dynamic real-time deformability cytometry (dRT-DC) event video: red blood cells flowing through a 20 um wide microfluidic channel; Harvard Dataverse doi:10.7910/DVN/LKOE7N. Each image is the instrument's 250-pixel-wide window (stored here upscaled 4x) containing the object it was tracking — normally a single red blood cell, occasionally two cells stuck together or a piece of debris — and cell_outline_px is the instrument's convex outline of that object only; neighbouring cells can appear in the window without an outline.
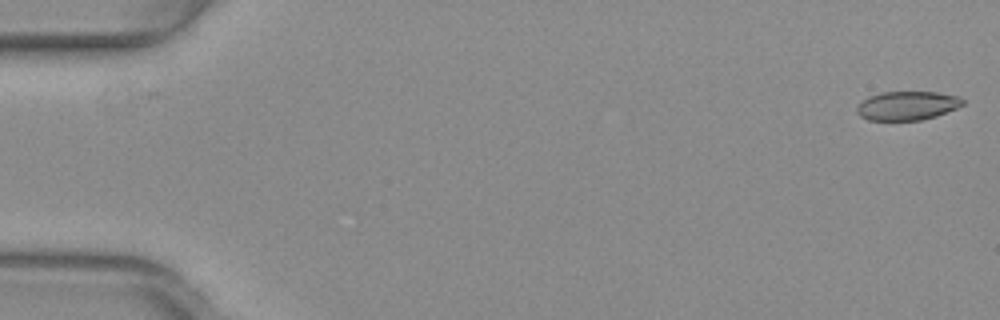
{"species": "common noctule bat (a hibernating species)", "species_latin": "Nyctalus noctula", "temperature_condition": "warm", "stored_images_in_passage": 12, "camera_frame_rate_fps": 3000, "um_per_image_px": 0.085, "animal": {"sex": "female", "body_mass_g": 29.2, "forearm_length_mm": 56.3}, "frame": {"image": 1, "passage_image": 1, "time_ms": 0.0, "image_size_px": [1000, 320], "cell_outline_px": [[964, 104], [956, 108], [936, 116], [920, 120], [868, 120], [860, 116], [856, 112], [856, 108], [868, 96], [880, 92], [936, 92], [960, 96], [964, 100]], "centroid_in_image_um": [77.12, 8.98], "position_along_channel_um": 7.9, "area_um2": 17.8}}